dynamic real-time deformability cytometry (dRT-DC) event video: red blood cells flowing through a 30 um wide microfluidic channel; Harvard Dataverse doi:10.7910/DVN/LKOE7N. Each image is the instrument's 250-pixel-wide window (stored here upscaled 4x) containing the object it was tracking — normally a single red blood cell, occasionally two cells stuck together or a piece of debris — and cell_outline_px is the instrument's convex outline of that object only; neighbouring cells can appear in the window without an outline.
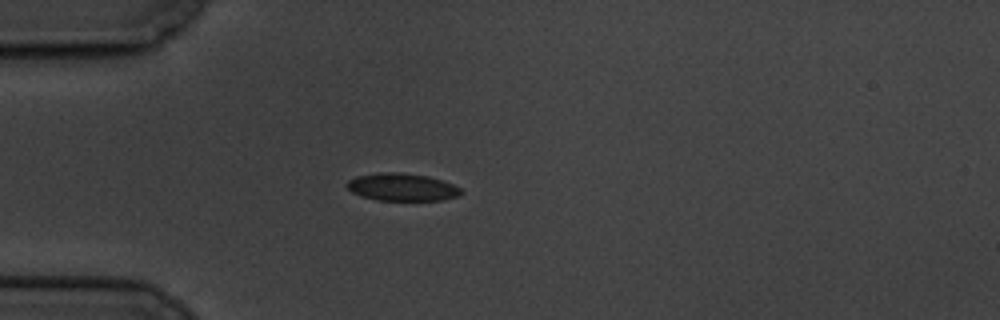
{"species": "common noctule bat (a hibernating species)", "species_latin": "Nyctalus noctula", "temperature_condition": "cold", "stored_images_in_passage": 4, "camera_frame_rate_fps": 3000, "um_per_image_px": 0.085, "animal": {"sex": "male", "body_mass_g": 19.5, "forearm_length_mm": 54.6}, "frame": {"image": 1, "passage_image": 2, "time_ms": 1.333, "image_size_px": [1000, 320], "cell_outline_px": [[464, 192], [460, 196], [444, 200], [376, 200], [360, 196], [352, 192], [344, 184], [348, 180], [356, 176], [380, 172], [400, 172], [428, 176], [452, 184], [460, 188]], "centroid_in_image_um": [34.16, 15.9], "position_along_channel_um": 50.8, "area_um2": 18.5}}
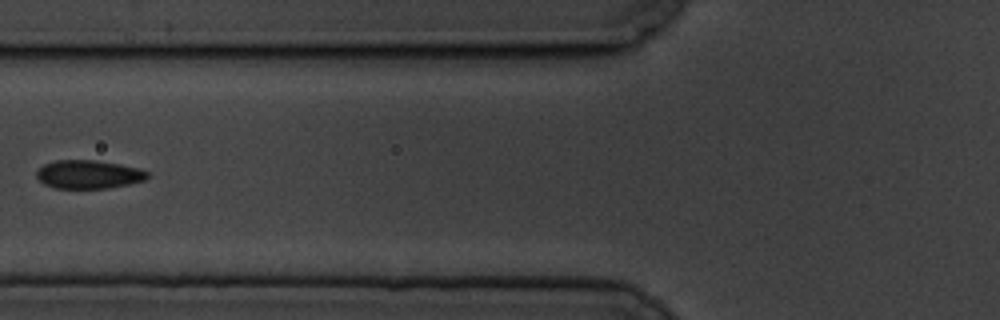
{"frame": {"image": 2, "passage_image": 4, "time_ms": 3.667, "image_size_px": [1000, 320], "cell_outline_px": [[152, 176], [144, 180], [128, 184], [108, 188], [56, 188], [44, 184], [36, 176], [36, 172], [44, 164], [56, 160], [96, 160], [120, 164], [140, 168], [148, 172]], "centroid_in_image_um": [7.56, 14.82], "position_along_channel_um": 118.2, "area_um2": 18.44}}